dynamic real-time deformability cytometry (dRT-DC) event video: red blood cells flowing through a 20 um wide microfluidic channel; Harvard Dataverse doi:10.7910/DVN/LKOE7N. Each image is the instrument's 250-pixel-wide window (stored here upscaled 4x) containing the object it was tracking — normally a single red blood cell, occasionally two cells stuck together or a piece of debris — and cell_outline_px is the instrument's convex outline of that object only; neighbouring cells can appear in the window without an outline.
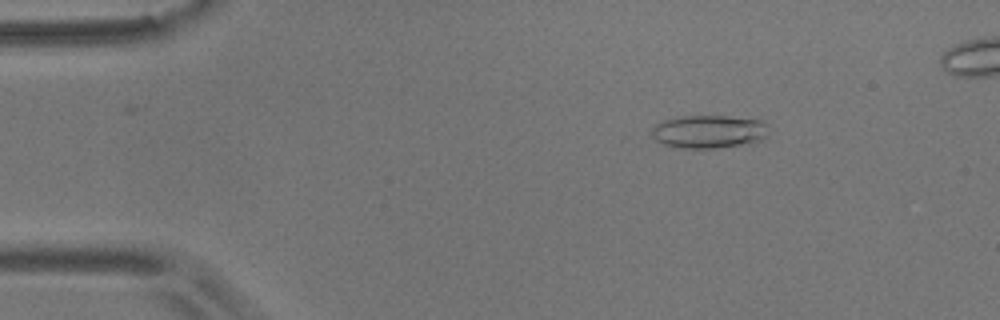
{"species": "common noctule bat (a hibernating species)", "species_latin": "Nyctalus noctula", "temperature_condition": "room temperature", "stored_images_in_passage": 13, "camera_frame_rate_fps": 3000, "um_per_image_px": 0.085, "animal": {"sex": "male", "body_mass_g": 17.9}, "frame": {"image": 1, "passage_image": 7, "time_ms": 2.0, "image_size_px": [1000, 320], "cell_outline_px": [[768, 136], [752, 144], [716, 148], [680, 148], [664, 144], [656, 140], [652, 136], [652, 128], [656, 124], [664, 120], [676, 116], [728, 116], [764, 120], [768, 124]], "centroid_in_image_um": [60.31, 11.19], "position_along_channel_um": 24.7, "area_um2": 23.0}}